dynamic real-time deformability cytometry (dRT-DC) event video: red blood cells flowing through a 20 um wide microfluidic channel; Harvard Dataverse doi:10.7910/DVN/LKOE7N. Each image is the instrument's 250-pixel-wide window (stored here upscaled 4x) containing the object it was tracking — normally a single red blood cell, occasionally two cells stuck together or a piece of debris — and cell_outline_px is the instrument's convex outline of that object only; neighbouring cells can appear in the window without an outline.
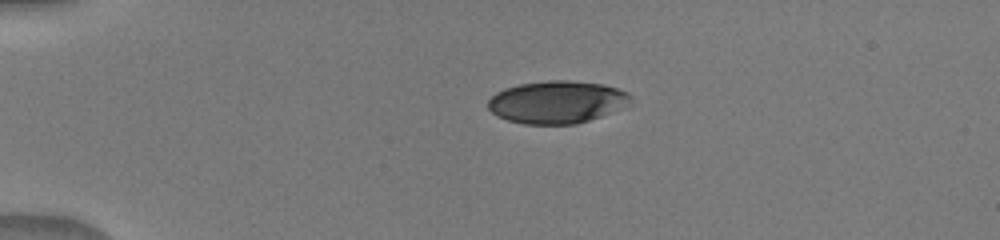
{"species": "human", "species_latin": "Homo sapiens", "temperature_condition": "warm", "stored_images_in_passage": 4, "camera_frame_rate_fps": 3000, "um_per_image_px": 0.085, "donor": {"sex": "male"}, "frame": {"image": 1, "passage_image": 1, "time_ms": 0.0, "image_size_px": [1000, 240], "cell_outline_px": [[632, 104], [624, 108], [576, 124], [524, 124], [508, 120], [496, 116], [488, 108], [488, 100], [496, 92], [504, 88], [520, 84], [548, 80], [568, 80], [604, 84], [628, 92], [632, 96]], "centroid_in_image_um": [47.37, 8.67], "position_along_channel_um": 37.6, "area_um2": 35.6}}
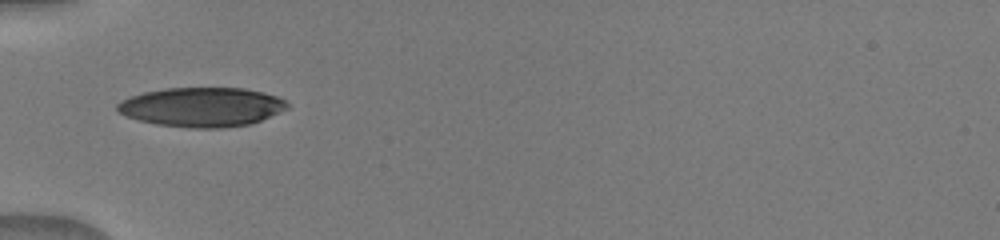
{"frame": {"image": 2, "passage_image": 3, "time_ms": 2.0, "image_size_px": [1000, 240], "cell_outline_px": [[288, 108], [260, 120], [248, 124], [220, 128], [192, 128], [156, 124], [140, 120], [128, 116], [120, 112], [116, 108], [116, 104], [120, 100], [144, 92], [164, 88], [244, 88], [276, 96], [284, 100], [288, 104]], "centroid_in_image_um": [17.13, 9.09], "position_along_channel_um": 67.9, "area_um2": 38.55}}